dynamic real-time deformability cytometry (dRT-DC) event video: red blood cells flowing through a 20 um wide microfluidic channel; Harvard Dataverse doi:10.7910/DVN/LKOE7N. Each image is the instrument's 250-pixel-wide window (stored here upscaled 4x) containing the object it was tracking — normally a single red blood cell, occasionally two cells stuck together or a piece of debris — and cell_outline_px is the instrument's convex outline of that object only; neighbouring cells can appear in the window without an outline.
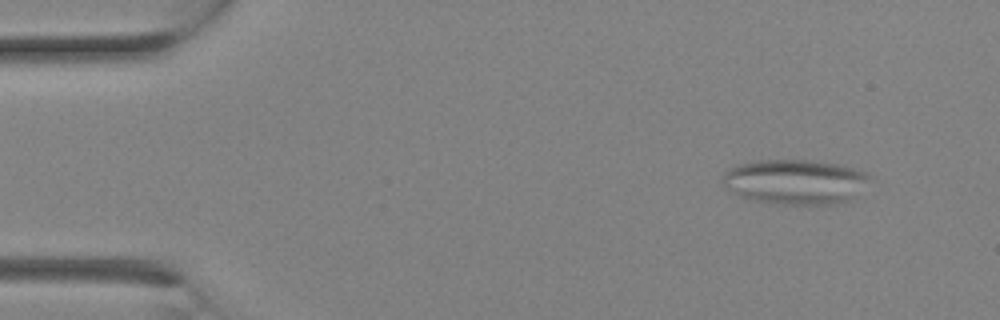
{"species": "Egyptian fruit bat (a non-hibernating species)", "species_latin": "Rousettus aegyptiacus", "temperature_condition": "room temperature", "stored_images_in_passage": 7, "segment_of_instrument_passage": [1, 2], "camera_frame_rate_fps": 3000, "um_per_image_px": 0.085, "animal": {"sex": "female"}, "frame": {"image": 1, "passage_image": 1, "time_ms": 0.0, "image_size_px": [1000, 320], "cell_outline_px": [[872, 176], [852, 200], [836, 204], [808, 208], [752, 200], [740, 196], [724, 188], [724, 172], [740, 164], [756, 160], [812, 160], [840, 164], [864, 172]], "centroid_in_image_um": [67.62, 15.49], "position_along_channel_um": 17.4, "area_um2": 39.25}}